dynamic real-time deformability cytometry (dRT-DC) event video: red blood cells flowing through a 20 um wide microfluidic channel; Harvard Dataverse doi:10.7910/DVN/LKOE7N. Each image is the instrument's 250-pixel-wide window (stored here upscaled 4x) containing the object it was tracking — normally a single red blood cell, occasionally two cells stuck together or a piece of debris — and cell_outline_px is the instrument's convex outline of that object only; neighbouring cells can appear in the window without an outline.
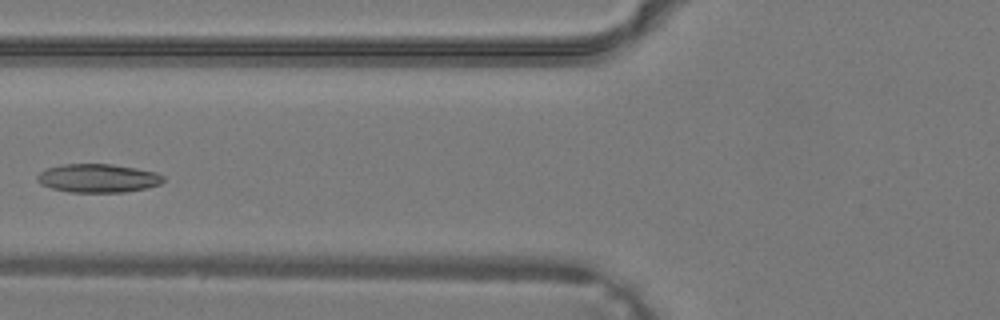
{"species": "common noctule bat (a hibernating species)", "species_latin": "Nyctalus noctula", "temperature_condition": "warm", "stored_images_in_passage": 28, "camera_frame_rate_fps": 3000, "um_per_image_px": 0.085, "animal": {"sex": "male", "body_mass_g": 19.2, "forearm_length_mm": 51.8}, "frame": {"image": 1, "passage_image": 5, "time_ms": 1.333, "image_size_px": [1000, 320], "cell_outline_px": [[164, 180], [160, 184], [148, 188], [124, 192], [68, 192], [52, 188], [40, 184], [36, 180], [36, 176], [40, 172], [48, 168], [64, 164], [112, 164], [136, 168], [156, 172], [164, 176]], "centroid_in_image_um": [8.33, 15.15], "position_along_channel_um": 117.5, "area_um2": 21.04}}
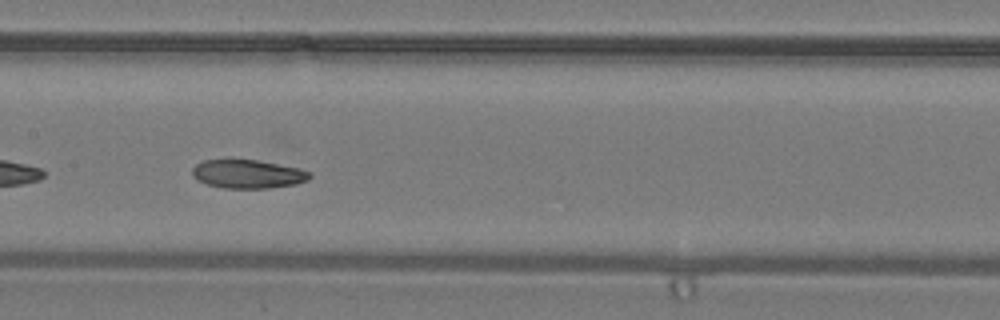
{"frame": {"image": 2, "passage_image": 9, "time_ms": 2.667, "image_size_px": [1000, 320], "cell_outline_px": [[312, 176], [308, 180], [296, 184], [268, 188], [224, 188], [208, 184], [196, 180], [192, 176], [192, 168], [196, 164], [204, 160], [232, 156], [256, 160], [300, 168], [312, 172]], "centroid_in_image_um": [21.03, 14.75], "position_along_channel_um": 186.4, "area_um2": 20.35}}
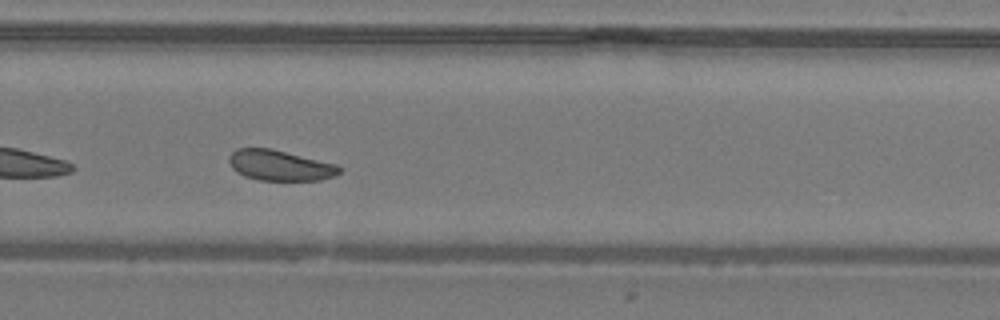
{"frame": {"image": 3, "passage_image": 16, "time_ms": 5.0, "image_size_px": [1000, 320], "cell_outline_px": [[340, 172], [332, 176], [320, 180], [260, 180], [244, 176], [236, 172], [232, 168], [228, 160], [228, 156], [236, 148], [272, 148], [336, 164], [340, 168]], "centroid_in_image_um": [23.74, 14.05], "position_along_channel_um": 306.1, "area_um2": 19.59}}